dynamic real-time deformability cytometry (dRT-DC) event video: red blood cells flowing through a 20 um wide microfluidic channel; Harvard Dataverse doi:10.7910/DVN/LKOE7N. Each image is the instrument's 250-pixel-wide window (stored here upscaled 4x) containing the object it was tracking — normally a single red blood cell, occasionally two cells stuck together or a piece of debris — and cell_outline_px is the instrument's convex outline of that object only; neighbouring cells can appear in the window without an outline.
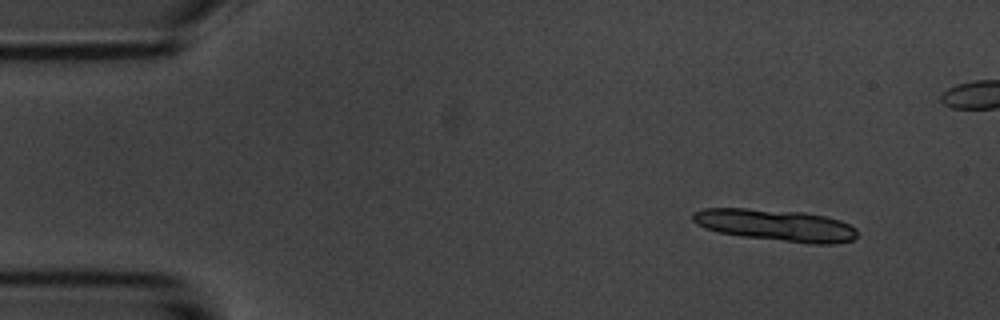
{"species": "common noctule bat (a hibernating species)", "species_latin": "Nyctalus noctula", "temperature_condition": "room temperature", "stored_images_in_passage": 5, "camera_frame_rate_fps": 3000, "um_per_image_px": 0.085, "animal": {"sex": "male", "body_mass_g": 20.1, "forearm_length_mm": 53.5}, "frame": {"image": 1, "passage_image": 1, "time_ms": 0.0, "image_size_px": [1000, 320], "cell_outline_px": [[856, 236], [852, 240], [832, 244], [812, 244], [740, 236], [720, 232], [704, 228], [696, 224], [692, 220], [692, 212], [704, 208], [744, 208], [804, 212], [824, 216], [840, 220], [856, 228]], "centroid_in_image_um": [65.91, 19.14], "position_along_channel_um": 19.1, "area_um2": 30.46}}